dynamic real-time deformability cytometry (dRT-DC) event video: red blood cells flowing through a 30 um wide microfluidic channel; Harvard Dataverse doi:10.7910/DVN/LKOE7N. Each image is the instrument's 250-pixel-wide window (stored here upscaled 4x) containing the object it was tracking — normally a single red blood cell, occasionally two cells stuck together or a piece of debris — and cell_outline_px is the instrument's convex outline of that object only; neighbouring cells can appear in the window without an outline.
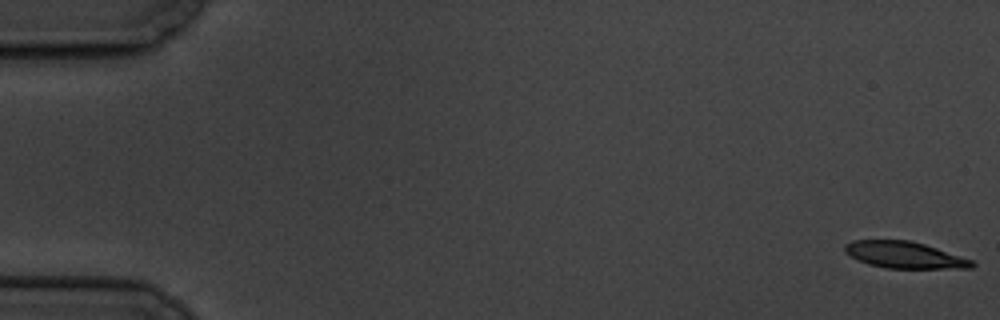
{"species": "common noctule bat (a hibernating species)", "species_latin": "Nyctalus noctula", "temperature_condition": "cold", "stored_images_in_passage": 7, "camera_frame_rate_fps": 3000, "um_per_image_px": 0.085, "animal": {"sex": "male", "body_mass_g": 19.5, "forearm_length_mm": 54.6}, "frame": {"image": 1, "passage_image": 1, "time_ms": 0.0, "image_size_px": [1000, 320], "cell_outline_px": [[976, 264], [972, 268], [884, 268], [868, 264], [844, 252], [844, 244], [852, 240], [908, 240], [924, 244], [972, 260]], "centroid_in_image_um": [76.86, 21.67], "position_along_channel_um": 8.1, "area_um2": 19.54}}
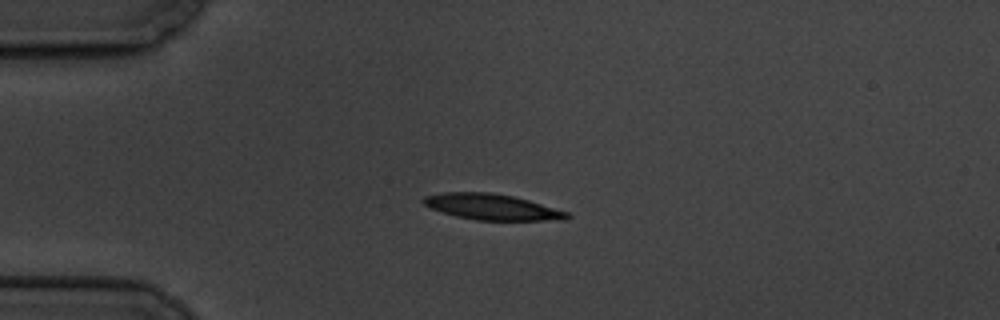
{"frame": {"image": 2, "passage_image": 5, "time_ms": 4.667, "image_size_px": [1000, 320], "cell_outline_px": [[572, 216], [564, 220], [476, 220], [456, 216], [432, 208], [424, 204], [420, 200], [424, 196], [444, 192], [492, 192], [512, 196], [528, 200], [568, 212]], "centroid_in_image_um": [41.81, 17.58], "position_along_channel_um": 43.2, "area_um2": 21.5}}
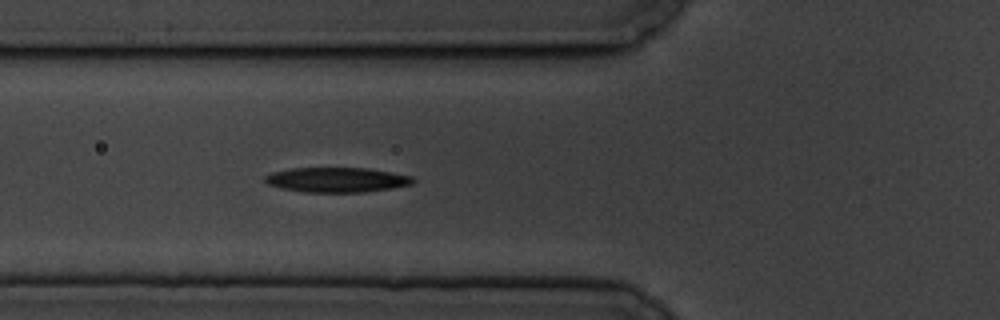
{"frame": {"image": 3, "passage_image": 7, "time_ms": 7.0, "image_size_px": [1000, 320], "cell_outline_px": [[416, 180], [412, 184], [392, 188], [364, 192], [304, 192], [280, 188], [268, 184], [264, 180], [264, 176], [272, 172], [288, 168], [368, 168], [392, 172], [412, 176]], "centroid_in_image_um": [28.62, 15.28], "position_along_channel_um": 97.2, "area_um2": 21.56}}